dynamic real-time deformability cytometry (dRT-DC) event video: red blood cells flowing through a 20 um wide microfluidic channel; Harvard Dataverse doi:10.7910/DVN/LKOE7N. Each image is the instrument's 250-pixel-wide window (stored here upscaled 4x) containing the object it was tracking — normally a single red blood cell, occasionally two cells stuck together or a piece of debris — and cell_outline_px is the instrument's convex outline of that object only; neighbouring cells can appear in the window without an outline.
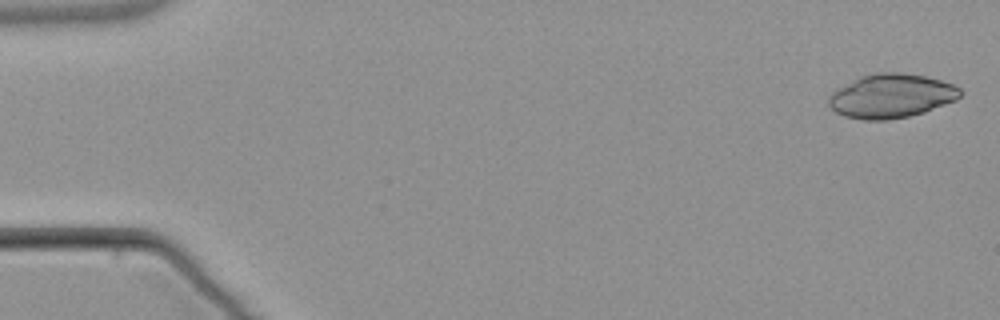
{"species": "common noctule bat (a hibernating species)", "species_latin": "Nyctalus noctula", "temperature_condition": "warm", "stored_images_in_passage": 4, "camera_frame_rate_fps": 3000, "um_per_image_px": 0.085, "animal": {"sex": "male", "body_mass_g": 21.5, "forearm_length_mm": 52.0}, "frame": {"image": 1, "passage_image": 1, "time_ms": 0.0, "image_size_px": [1000, 320], "cell_outline_px": [[964, 92], [956, 100], [924, 112], [908, 116], [888, 120], [864, 120], [844, 116], [836, 112], [828, 104], [828, 96], [836, 88], [860, 76], [876, 72], [900, 72], [924, 76], [940, 80], [952, 84], [960, 88]], "centroid_in_image_um": [75.74, 8.15], "position_along_channel_um": 9.3, "area_um2": 33.87}}